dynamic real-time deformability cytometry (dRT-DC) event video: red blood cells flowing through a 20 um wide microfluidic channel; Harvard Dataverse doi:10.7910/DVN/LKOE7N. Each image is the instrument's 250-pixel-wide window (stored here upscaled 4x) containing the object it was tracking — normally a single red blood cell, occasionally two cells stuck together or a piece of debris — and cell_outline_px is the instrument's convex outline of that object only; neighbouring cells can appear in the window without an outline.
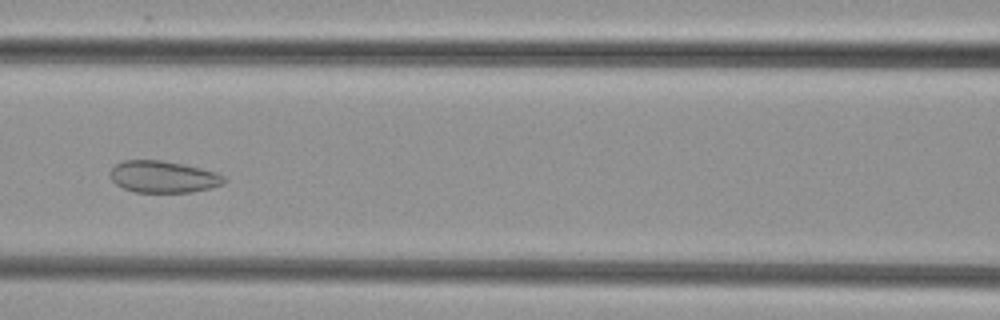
{"species": "common noctule bat (a hibernating species)", "species_latin": "Nyctalus noctula", "temperature_condition": "cold", "stored_images_in_passage": 30, "camera_frame_rate_fps": 3000, "um_per_image_px": 0.085, "animal": {"sex": "female", "body_mass_g": 29.2, "forearm_length_mm": 56.3}, "frame": {"image": 1, "passage_image": 9, "time_ms": 2.667, "image_size_px": [1000, 320], "cell_outline_px": [[224, 184], [212, 188], [192, 192], [136, 192], [124, 188], [116, 184], [112, 180], [112, 168], [116, 164], [124, 160], [160, 160], [184, 164], [216, 172], [224, 176]], "centroid_in_image_um": [13.91, 15.03], "position_along_channel_um": 152.7, "area_um2": 20.98}}
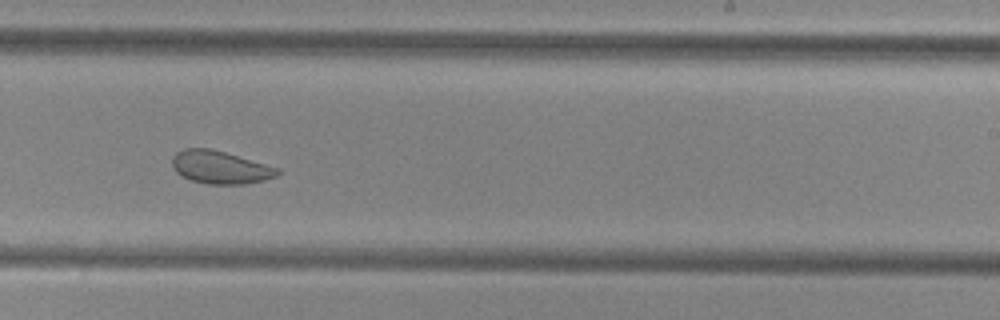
{"frame": {"image": 2, "passage_image": 18, "time_ms": 5.667, "image_size_px": [1000, 320], "cell_outline_px": [[280, 172], [276, 176], [264, 180], [244, 184], [208, 184], [192, 180], [176, 172], [172, 164], [172, 156], [176, 152], [184, 148], [208, 148], [224, 152], [280, 168]], "centroid_in_image_um": [18.71, 14.22], "position_along_channel_um": 270.3, "area_um2": 20.0}}